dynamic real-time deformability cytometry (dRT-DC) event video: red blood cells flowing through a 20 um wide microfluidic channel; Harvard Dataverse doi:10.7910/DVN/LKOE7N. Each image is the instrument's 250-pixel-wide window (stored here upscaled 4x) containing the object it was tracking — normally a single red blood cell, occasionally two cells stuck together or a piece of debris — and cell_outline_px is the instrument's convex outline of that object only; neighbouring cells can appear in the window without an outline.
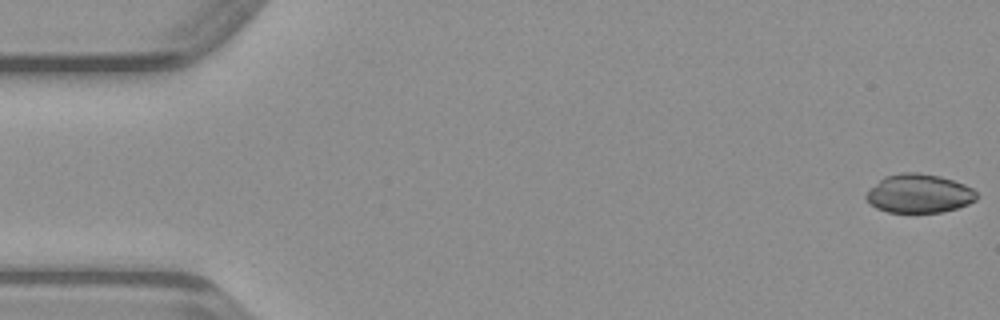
{"species": "common noctule bat (a hibernating species)", "species_latin": "Nyctalus noctula", "temperature_condition": "warm", "stored_images_in_passage": 48, "camera_frame_rate_fps": 3000, "um_per_image_px": 0.085, "animal": {"sex": "male", "body_mass_g": 23.1, "forearm_length_mm": 52.7}, "frame": {"image": 1, "passage_image": 1, "time_ms": 0.0, "image_size_px": [1000, 320], "cell_outline_px": [[976, 200], [968, 204], [956, 208], [940, 212], [888, 212], [876, 208], [864, 196], [868, 188], [884, 176], [904, 172], [916, 172], [940, 176], [964, 184], [972, 188], [976, 192]], "centroid_in_image_um": [78.08, 16.44], "position_along_channel_um": 6.9, "area_um2": 24.91}}
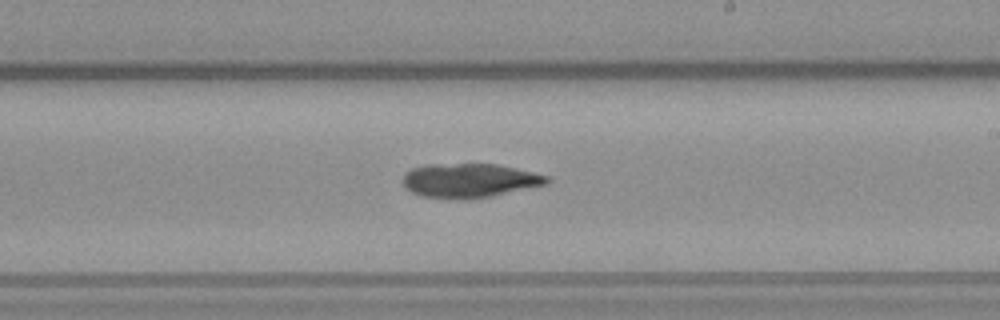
{"frame": {"image": 2, "passage_image": 28, "time_ms": 9.0, "image_size_px": [1000, 320], "cell_outline_px": [[552, 180], [548, 184], [492, 196], [464, 200], [448, 200], [420, 196], [404, 188], [400, 180], [404, 172], [412, 168], [428, 164], [496, 164], [532, 172], [548, 176]], "centroid_in_image_um": [39.83, 15.36], "position_along_channel_um": 249.2, "area_um2": 29.25}}
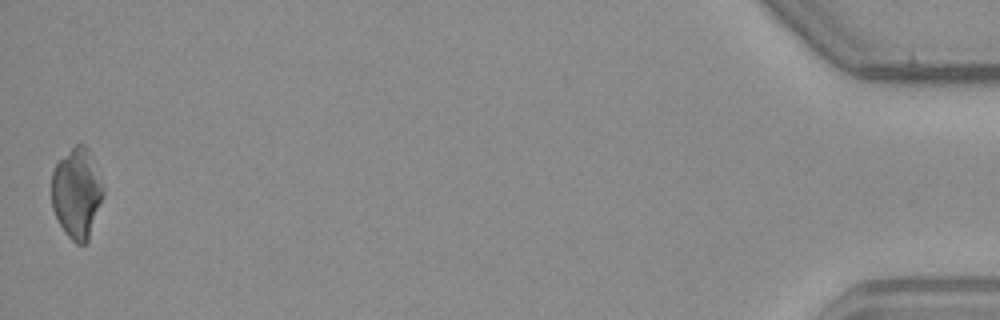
{"frame": {"image": 3, "passage_image": 48, "time_ms": 15.667, "image_size_px": [1000, 320], "cell_outline_px": [[104, 196], [88, 240], [84, 244], [76, 244], [64, 232], [52, 208], [52, 172], [56, 164], [76, 144], [84, 144], [88, 148], [104, 188]], "centroid_in_image_um": [6.53, 16.44], "position_along_channel_um": 428.7, "area_um2": 26.93}}